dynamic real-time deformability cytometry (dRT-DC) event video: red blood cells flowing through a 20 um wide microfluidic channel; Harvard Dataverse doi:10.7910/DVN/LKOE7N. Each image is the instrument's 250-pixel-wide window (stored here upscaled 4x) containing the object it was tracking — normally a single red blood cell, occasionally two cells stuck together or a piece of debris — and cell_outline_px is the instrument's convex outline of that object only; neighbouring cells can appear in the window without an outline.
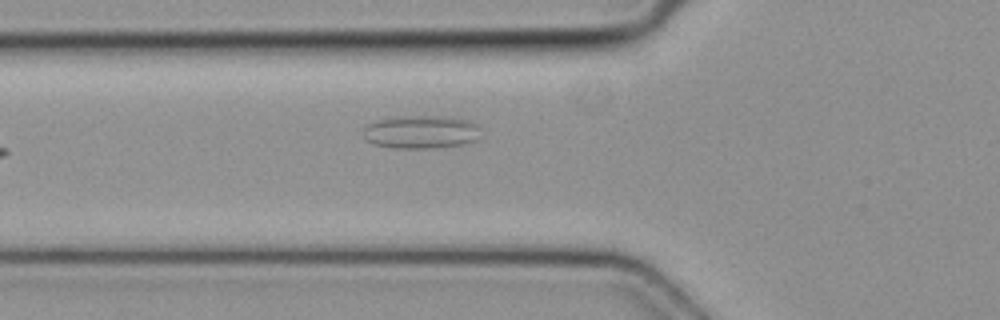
{"species": "common noctule bat (a hibernating species)", "species_latin": "Nyctalus noctula", "temperature_condition": "cold", "stored_images_in_passage": 3, "camera_frame_rate_fps": 3000, "um_per_image_px": 0.085, "animal": {"sex": "female", "body_mass_g": 19.3, "forearm_length_mm": 54.1}, "frame": {"image": 1, "passage_image": 2, "time_ms": 0.333, "image_size_px": [1000, 320], "cell_outline_px": [[480, 128], [476, 140], [460, 144], [432, 148], [396, 148], [376, 144], [368, 140], [364, 136], [364, 128], [368, 124], [376, 120], [392, 116], [452, 116], [468, 120], [476, 124]], "centroid_in_image_um": [35.79, 11.19], "position_along_channel_um": 90.0, "area_um2": 22.66}}